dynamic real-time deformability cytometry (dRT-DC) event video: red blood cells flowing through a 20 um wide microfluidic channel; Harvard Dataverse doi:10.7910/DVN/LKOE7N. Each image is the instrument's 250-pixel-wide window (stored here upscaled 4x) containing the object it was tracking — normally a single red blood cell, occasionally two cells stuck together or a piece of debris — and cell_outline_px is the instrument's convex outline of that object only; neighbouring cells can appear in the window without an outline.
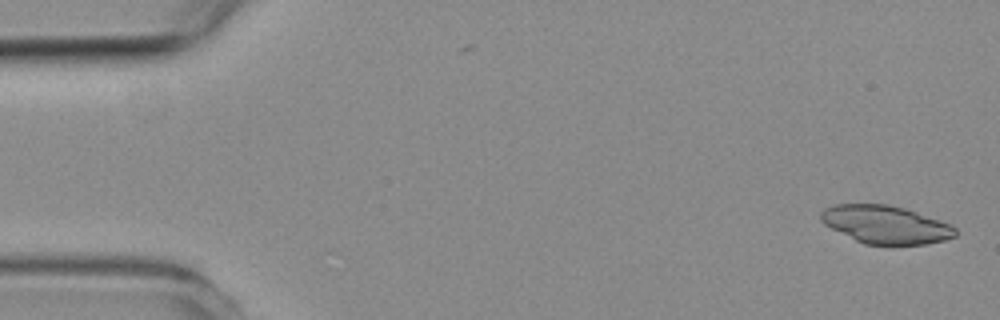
{"species": "common noctule bat (a hibernating species)", "species_latin": "Nyctalus noctula", "temperature_condition": "room temperature", "stored_images_in_passage": 5, "camera_frame_rate_fps": 3000, "um_per_image_px": 0.085, "animal": {"sex": "female", "body_mass_g": 19.3, "forearm_length_mm": 54.1}, "frame": {"image": 1, "passage_image": 1, "time_ms": 0.0, "image_size_px": [1000, 320], "cell_outline_px": [[956, 236], [944, 240], [924, 244], [864, 244], [824, 224], [820, 220], [820, 212], [824, 208], [836, 204], [888, 204], [904, 208], [952, 224], [956, 228]], "centroid_in_image_um": [75.28, 19.08], "position_along_channel_um": 9.7, "area_um2": 29.59}}